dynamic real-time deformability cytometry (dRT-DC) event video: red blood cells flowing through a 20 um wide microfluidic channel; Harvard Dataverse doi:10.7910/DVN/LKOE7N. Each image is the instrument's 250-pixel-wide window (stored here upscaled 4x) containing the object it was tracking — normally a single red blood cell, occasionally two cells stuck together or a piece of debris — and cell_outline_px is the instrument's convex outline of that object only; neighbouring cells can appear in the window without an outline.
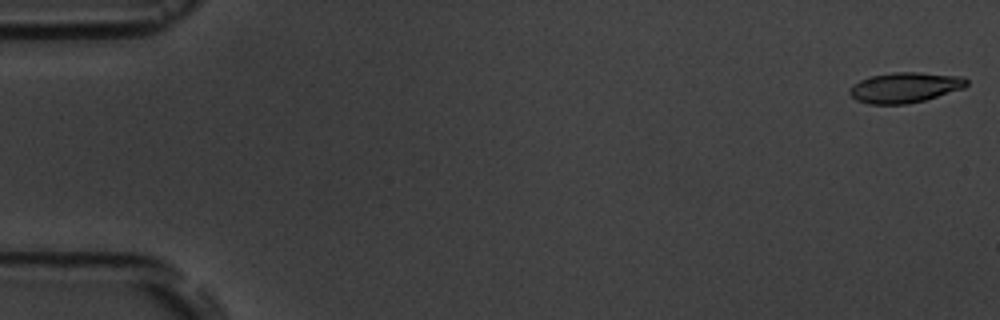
{"species": "common noctule bat (a hibernating species)", "species_latin": "Nyctalus noctula", "temperature_condition": "room temperature", "stored_images_in_passage": 15, "camera_frame_rate_fps": 3000, "um_per_image_px": 0.085, "animal": {"sex": "male", "body_mass_g": 19.5, "forearm_length_mm": 54.6}, "frame": {"image": 1, "passage_image": 1, "time_ms": 0.0, "image_size_px": [1000, 320], "cell_outline_px": [[968, 84], [964, 88], [924, 100], [908, 104], [868, 104], [856, 100], [848, 92], [852, 84], [868, 76], [892, 72], [920, 72], [964, 76], [968, 80]], "centroid_in_image_um": [76.91, 7.42], "position_along_channel_um": 8.1, "area_um2": 20.92}}
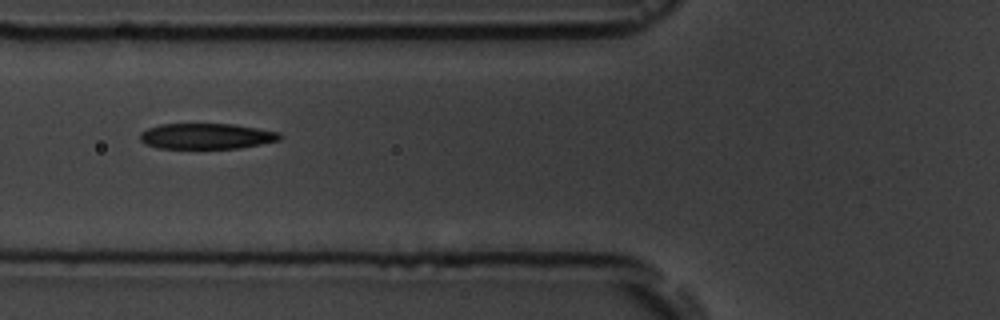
{"frame": {"image": 2, "passage_image": 6, "time_ms": 6.667, "image_size_px": [1000, 320], "cell_outline_px": [[284, 136], [280, 140], [240, 148], [160, 148], [144, 144], [140, 140], [140, 132], [148, 128], [160, 124], [232, 124], [280, 132]], "centroid_in_image_um": [17.55, 11.57], "position_along_channel_um": 108.2, "area_um2": 20.92}}
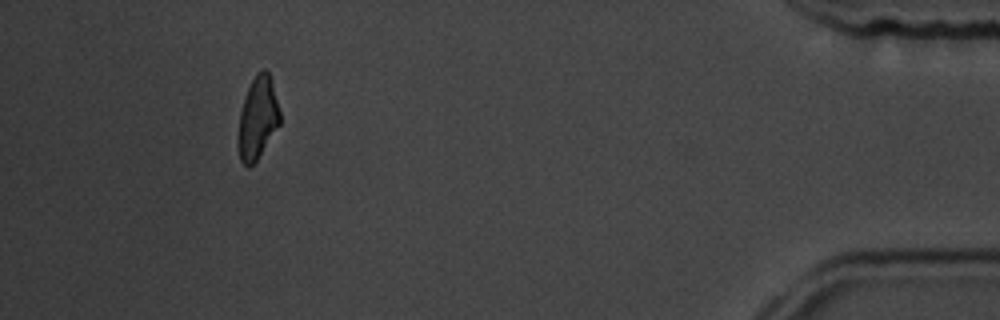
{"frame": {"image": 3, "passage_image": 14, "time_ms": 16.667, "image_size_px": [1000, 320], "cell_outline_px": [[280, 124], [256, 160], [248, 168], [240, 160], [236, 140], [236, 136], [240, 112], [244, 96], [256, 72], [264, 68], [268, 72], [272, 80], [280, 112]], "centroid_in_image_um": [21.87, 10.02], "position_along_channel_um": 413.3, "area_um2": 20.23}, "authors_computed_cell_mechanics": {"area_um2": 21.097, "velocity_mm_per_s": 3.6712, "shape_relaxation_time_tau1_ms": 1.7738, "shape_relaxation_time_tau2_ms": null, "deformation_change_tau1": 0.1117, "deformation_change_tau2": null}}